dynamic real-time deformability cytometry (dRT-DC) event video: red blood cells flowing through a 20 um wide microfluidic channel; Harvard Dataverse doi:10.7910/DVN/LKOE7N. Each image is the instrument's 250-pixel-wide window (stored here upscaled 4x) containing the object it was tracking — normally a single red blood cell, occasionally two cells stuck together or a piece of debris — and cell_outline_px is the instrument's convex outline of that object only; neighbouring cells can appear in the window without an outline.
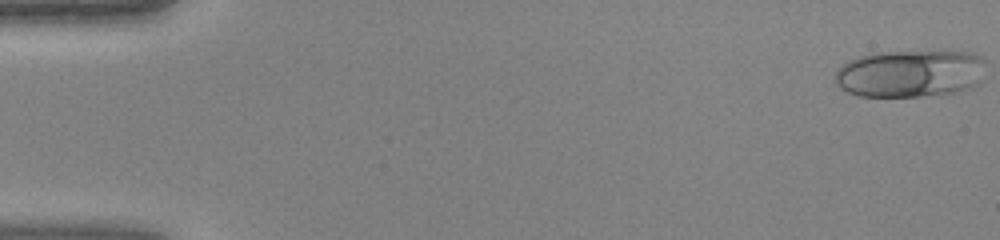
{"species": "human", "species_latin": "Homo sapiens", "temperature_condition": "warm", "stored_images_in_passage": 45, "camera_frame_rate_fps": 3000, "um_per_image_px": 0.085, "donor": {"sex": "female"}, "frame": {"image": 1, "passage_image": 1, "time_ms": 0.0, "image_size_px": [1000, 240], "cell_outline_px": [[984, 60], [980, 80], [972, 88], [956, 92], [920, 96], [860, 96], [848, 92], [840, 88], [836, 84], [836, 72], [844, 64], [860, 56], [872, 52], [972, 52], [980, 56]], "centroid_in_image_um": [77.36, 6.25], "position_along_channel_um": 7.6, "area_um2": 41.27}}
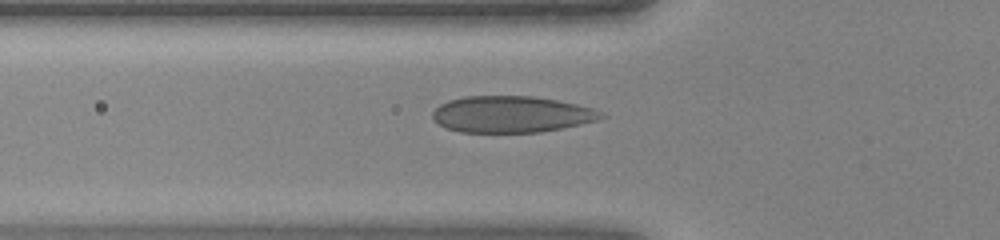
{"frame": {"image": 2, "passage_image": 16, "time_ms": 5.0, "image_size_px": [1000, 240], "cell_outline_px": [[608, 116], [600, 120], [540, 132], [460, 132], [444, 128], [432, 120], [432, 112], [440, 104], [448, 100], [464, 96], [532, 96], [556, 100], [576, 104], [592, 108]], "centroid_in_image_um": [43.43, 9.71], "position_along_channel_um": 82.4, "area_um2": 35.95}}
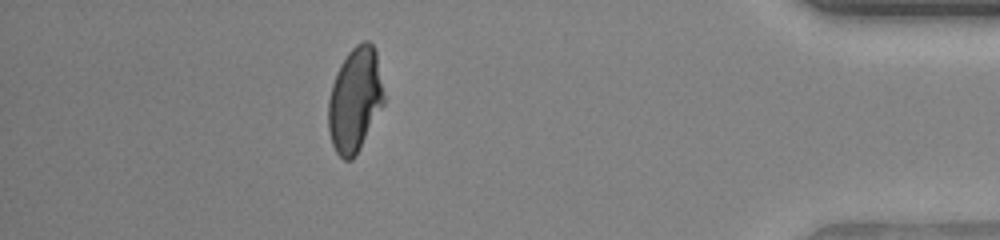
{"frame": {"image": 3, "passage_image": 40, "time_ms": 13.0, "image_size_px": [1000, 240], "cell_outline_px": [[384, 104], [356, 156], [352, 160], [344, 160], [336, 152], [332, 144], [328, 128], [328, 100], [332, 84], [336, 72], [340, 64], [348, 52], [356, 44], [364, 40], [368, 40], [372, 44], [376, 52], [384, 92]], "centroid_in_image_um": [30.17, 8.48], "position_along_channel_um": 405.0, "area_um2": 33.99}}